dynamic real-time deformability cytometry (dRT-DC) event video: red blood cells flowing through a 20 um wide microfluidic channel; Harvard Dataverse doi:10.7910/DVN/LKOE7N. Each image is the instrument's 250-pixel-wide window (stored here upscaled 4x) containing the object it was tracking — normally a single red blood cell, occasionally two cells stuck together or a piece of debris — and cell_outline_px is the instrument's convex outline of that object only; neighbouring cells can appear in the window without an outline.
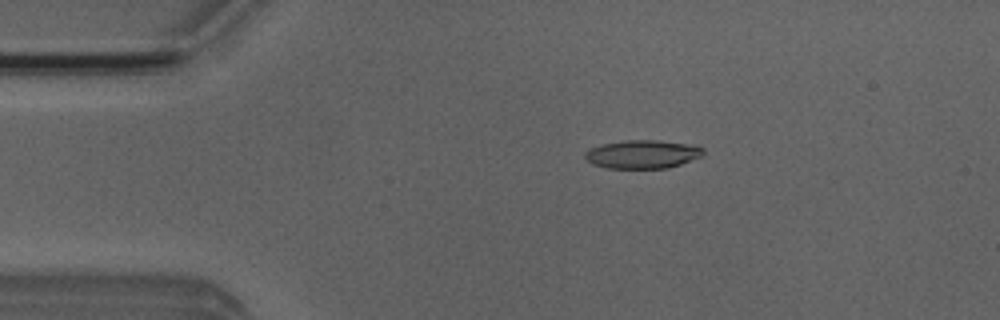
{"species": "Egyptian fruit bat (a non-hibernating species)", "species_latin": "Rousettus aegyptiacus", "temperature_condition": "room temperature", "stored_images_in_passage": 5, "camera_frame_rate_fps": 3000, "um_per_image_px": 0.085, "animal": {"sex": "male"}, "frame": {"image": 1, "passage_image": 3, "time_ms": 2.333, "image_size_px": [1000, 320], "cell_outline_px": [[704, 152], [700, 156], [680, 164], [668, 168], [608, 168], [592, 164], [584, 156], [584, 152], [592, 148], [604, 144], [628, 140], [656, 140], [684, 144], [704, 148]], "centroid_in_image_um": [54.58, 13.12], "position_along_channel_um": 30.4, "area_um2": 19.13}}